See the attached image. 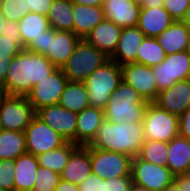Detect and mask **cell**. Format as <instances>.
I'll use <instances>...</instances> for the list:
<instances>
[{"label": "cell", "instance_id": "cell-49", "mask_svg": "<svg viewBox=\"0 0 190 191\" xmlns=\"http://www.w3.org/2000/svg\"><path fill=\"white\" fill-rule=\"evenodd\" d=\"M164 0H146L141 8L163 7Z\"/></svg>", "mask_w": 190, "mask_h": 191}, {"label": "cell", "instance_id": "cell-6", "mask_svg": "<svg viewBox=\"0 0 190 191\" xmlns=\"http://www.w3.org/2000/svg\"><path fill=\"white\" fill-rule=\"evenodd\" d=\"M143 125L145 140L169 142L179 135L178 116L161 109L153 102L146 106Z\"/></svg>", "mask_w": 190, "mask_h": 191}, {"label": "cell", "instance_id": "cell-7", "mask_svg": "<svg viewBox=\"0 0 190 191\" xmlns=\"http://www.w3.org/2000/svg\"><path fill=\"white\" fill-rule=\"evenodd\" d=\"M36 111L26 96L5 94L0 102V122L3 130L24 132Z\"/></svg>", "mask_w": 190, "mask_h": 191}, {"label": "cell", "instance_id": "cell-42", "mask_svg": "<svg viewBox=\"0 0 190 191\" xmlns=\"http://www.w3.org/2000/svg\"><path fill=\"white\" fill-rule=\"evenodd\" d=\"M49 43V29L43 32L36 41L27 49L30 52L41 54L43 56L47 55Z\"/></svg>", "mask_w": 190, "mask_h": 191}, {"label": "cell", "instance_id": "cell-32", "mask_svg": "<svg viewBox=\"0 0 190 191\" xmlns=\"http://www.w3.org/2000/svg\"><path fill=\"white\" fill-rule=\"evenodd\" d=\"M165 56L164 49L155 37H145L137 51V63L154 67L160 64Z\"/></svg>", "mask_w": 190, "mask_h": 191}, {"label": "cell", "instance_id": "cell-51", "mask_svg": "<svg viewBox=\"0 0 190 191\" xmlns=\"http://www.w3.org/2000/svg\"><path fill=\"white\" fill-rule=\"evenodd\" d=\"M129 191H150V190H148L146 187L132 183Z\"/></svg>", "mask_w": 190, "mask_h": 191}, {"label": "cell", "instance_id": "cell-36", "mask_svg": "<svg viewBox=\"0 0 190 191\" xmlns=\"http://www.w3.org/2000/svg\"><path fill=\"white\" fill-rule=\"evenodd\" d=\"M21 50H25V46L21 38H9L0 35V59L10 60Z\"/></svg>", "mask_w": 190, "mask_h": 191}, {"label": "cell", "instance_id": "cell-25", "mask_svg": "<svg viewBox=\"0 0 190 191\" xmlns=\"http://www.w3.org/2000/svg\"><path fill=\"white\" fill-rule=\"evenodd\" d=\"M14 191H32L39 164L36 156L24 153L14 160Z\"/></svg>", "mask_w": 190, "mask_h": 191}, {"label": "cell", "instance_id": "cell-17", "mask_svg": "<svg viewBox=\"0 0 190 191\" xmlns=\"http://www.w3.org/2000/svg\"><path fill=\"white\" fill-rule=\"evenodd\" d=\"M104 18L121 28L136 27L141 7L132 0H104Z\"/></svg>", "mask_w": 190, "mask_h": 191}, {"label": "cell", "instance_id": "cell-31", "mask_svg": "<svg viewBox=\"0 0 190 191\" xmlns=\"http://www.w3.org/2000/svg\"><path fill=\"white\" fill-rule=\"evenodd\" d=\"M27 152L24 132L0 131V160H15Z\"/></svg>", "mask_w": 190, "mask_h": 191}, {"label": "cell", "instance_id": "cell-54", "mask_svg": "<svg viewBox=\"0 0 190 191\" xmlns=\"http://www.w3.org/2000/svg\"><path fill=\"white\" fill-rule=\"evenodd\" d=\"M136 5L142 7L146 0H132Z\"/></svg>", "mask_w": 190, "mask_h": 191}, {"label": "cell", "instance_id": "cell-5", "mask_svg": "<svg viewBox=\"0 0 190 191\" xmlns=\"http://www.w3.org/2000/svg\"><path fill=\"white\" fill-rule=\"evenodd\" d=\"M110 60L104 52L81 39L73 54L61 68L71 82H84L97 68Z\"/></svg>", "mask_w": 190, "mask_h": 191}, {"label": "cell", "instance_id": "cell-40", "mask_svg": "<svg viewBox=\"0 0 190 191\" xmlns=\"http://www.w3.org/2000/svg\"><path fill=\"white\" fill-rule=\"evenodd\" d=\"M78 187L79 191H105V180L91 173Z\"/></svg>", "mask_w": 190, "mask_h": 191}, {"label": "cell", "instance_id": "cell-21", "mask_svg": "<svg viewBox=\"0 0 190 191\" xmlns=\"http://www.w3.org/2000/svg\"><path fill=\"white\" fill-rule=\"evenodd\" d=\"M91 170V146H79L70 156L60 176L62 180L79 185Z\"/></svg>", "mask_w": 190, "mask_h": 191}, {"label": "cell", "instance_id": "cell-58", "mask_svg": "<svg viewBox=\"0 0 190 191\" xmlns=\"http://www.w3.org/2000/svg\"><path fill=\"white\" fill-rule=\"evenodd\" d=\"M188 107L190 108V96H189V101H188Z\"/></svg>", "mask_w": 190, "mask_h": 191}, {"label": "cell", "instance_id": "cell-46", "mask_svg": "<svg viewBox=\"0 0 190 191\" xmlns=\"http://www.w3.org/2000/svg\"><path fill=\"white\" fill-rule=\"evenodd\" d=\"M174 181L177 183L179 188L182 189L183 191H190V180H188L183 175L175 176Z\"/></svg>", "mask_w": 190, "mask_h": 191}, {"label": "cell", "instance_id": "cell-13", "mask_svg": "<svg viewBox=\"0 0 190 191\" xmlns=\"http://www.w3.org/2000/svg\"><path fill=\"white\" fill-rule=\"evenodd\" d=\"M36 116L68 142L76 144L77 113L56 104L41 107L36 111Z\"/></svg>", "mask_w": 190, "mask_h": 191}, {"label": "cell", "instance_id": "cell-44", "mask_svg": "<svg viewBox=\"0 0 190 191\" xmlns=\"http://www.w3.org/2000/svg\"><path fill=\"white\" fill-rule=\"evenodd\" d=\"M0 35L7 36L9 38H21L18 22L4 20V27Z\"/></svg>", "mask_w": 190, "mask_h": 191}, {"label": "cell", "instance_id": "cell-19", "mask_svg": "<svg viewBox=\"0 0 190 191\" xmlns=\"http://www.w3.org/2000/svg\"><path fill=\"white\" fill-rule=\"evenodd\" d=\"M104 120V110L100 108L88 106L77 113L76 145H90Z\"/></svg>", "mask_w": 190, "mask_h": 191}, {"label": "cell", "instance_id": "cell-35", "mask_svg": "<svg viewBox=\"0 0 190 191\" xmlns=\"http://www.w3.org/2000/svg\"><path fill=\"white\" fill-rule=\"evenodd\" d=\"M35 178L32 191H54L61 180L59 173L40 166Z\"/></svg>", "mask_w": 190, "mask_h": 191}, {"label": "cell", "instance_id": "cell-10", "mask_svg": "<svg viewBox=\"0 0 190 191\" xmlns=\"http://www.w3.org/2000/svg\"><path fill=\"white\" fill-rule=\"evenodd\" d=\"M152 71L160 92L178 81L190 79V57L187 51L167 54L160 64L152 67Z\"/></svg>", "mask_w": 190, "mask_h": 191}, {"label": "cell", "instance_id": "cell-14", "mask_svg": "<svg viewBox=\"0 0 190 191\" xmlns=\"http://www.w3.org/2000/svg\"><path fill=\"white\" fill-rule=\"evenodd\" d=\"M121 70L122 81L132 86L148 102L156 99L159 91L152 67L134 62L122 65Z\"/></svg>", "mask_w": 190, "mask_h": 191}, {"label": "cell", "instance_id": "cell-18", "mask_svg": "<svg viewBox=\"0 0 190 191\" xmlns=\"http://www.w3.org/2000/svg\"><path fill=\"white\" fill-rule=\"evenodd\" d=\"M123 28L109 20L97 24L84 38V40L111 57L118 45Z\"/></svg>", "mask_w": 190, "mask_h": 191}, {"label": "cell", "instance_id": "cell-55", "mask_svg": "<svg viewBox=\"0 0 190 191\" xmlns=\"http://www.w3.org/2000/svg\"><path fill=\"white\" fill-rule=\"evenodd\" d=\"M188 180H190V165L188 166L186 172L183 174Z\"/></svg>", "mask_w": 190, "mask_h": 191}, {"label": "cell", "instance_id": "cell-37", "mask_svg": "<svg viewBox=\"0 0 190 191\" xmlns=\"http://www.w3.org/2000/svg\"><path fill=\"white\" fill-rule=\"evenodd\" d=\"M14 160H0V187L4 191H14Z\"/></svg>", "mask_w": 190, "mask_h": 191}, {"label": "cell", "instance_id": "cell-4", "mask_svg": "<svg viewBox=\"0 0 190 191\" xmlns=\"http://www.w3.org/2000/svg\"><path fill=\"white\" fill-rule=\"evenodd\" d=\"M121 81V66L112 60L94 70L84 81L88 91L89 105L104 110L111 93Z\"/></svg>", "mask_w": 190, "mask_h": 191}, {"label": "cell", "instance_id": "cell-11", "mask_svg": "<svg viewBox=\"0 0 190 191\" xmlns=\"http://www.w3.org/2000/svg\"><path fill=\"white\" fill-rule=\"evenodd\" d=\"M27 153L38 156L63 146L67 140L35 116L24 130Z\"/></svg>", "mask_w": 190, "mask_h": 191}, {"label": "cell", "instance_id": "cell-34", "mask_svg": "<svg viewBox=\"0 0 190 191\" xmlns=\"http://www.w3.org/2000/svg\"><path fill=\"white\" fill-rule=\"evenodd\" d=\"M29 12L27 0H0V13L5 20L19 22Z\"/></svg>", "mask_w": 190, "mask_h": 191}, {"label": "cell", "instance_id": "cell-16", "mask_svg": "<svg viewBox=\"0 0 190 191\" xmlns=\"http://www.w3.org/2000/svg\"><path fill=\"white\" fill-rule=\"evenodd\" d=\"M189 96L190 79L178 81L169 88L158 92L153 103L170 114L179 117L188 108Z\"/></svg>", "mask_w": 190, "mask_h": 191}, {"label": "cell", "instance_id": "cell-3", "mask_svg": "<svg viewBox=\"0 0 190 191\" xmlns=\"http://www.w3.org/2000/svg\"><path fill=\"white\" fill-rule=\"evenodd\" d=\"M148 103L132 86L121 81L106 103L104 116L107 121L115 123L143 122Z\"/></svg>", "mask_w": 190, "mask_h": 191}, {"label": "cell", "instance_id": "cell-8", "mask_svg": "<svg viewBox=\"0 0 190 191\" xmlns=\"http://www.w3.org/2000/svg\"><path fill=\"white\" fill-rule=\"evenodd\" d=\"M132 182L150 191H161L175 180L168 167L153 164L135 156L131 160Z\"/></svg>", "mask_w": 190, "mask_h": 191}, {"label": "cell", "instance_id": "cell-38", "mask_svg": "<svg viewBox=\"0 0 190 191\" xmlns=\"http://www.w3.org/2000/svg\"><path fill=\"white\" fill-rule=\"evenodd\" d=\"M163 7L174 21H182L190 8V0H164Z\"/></svg>", "mask_w": 190, "mask_h": 191}, {"label": "cell", "instance_id": "cell-56", "mask_svg": "<svg viewBox=\"0 0 190 191\" xmlns=\"http://www.w3.org/2000/svg\"><path fill=\"white\" fill-rule=\"evenodd\" d=\"M4 95H5V92H4L3 86L0 85V102Z\"/></svg>", "mask_w": 190, "mask_h": 191}, {"label": "cell", "instance_id": "cell-24", "mask_svg": "<svg viewBox=\"0 0 190 191\" xmlns=\"http://www.w3.org/2000/svg\"><path fill=\"white\" fill-rule=\"evenodd\" d=\"M156 39L166 55L183 52L190 42V29L182 21H174Z\"/></svg>", "mask_w": 190, "mask_h": 191}, {"label": "cell", "instance_id": "cell-57", "mask_svg": "<svg viewBox=\"0 0 190 191\" xmlns=\"http://www.w3.org/2000/svg\"><path fill=\"white\" fill-rule=\"evenodd\" d=\"M187 53H188V56L190 57V42H189V44H188V47H187Z\"/></svg>", "mask_w": 190, "mask_h": 191}, {"label": "cell", "instance_id": "cell-50", "mask_svg": "<svg viewBox=\"0 0 190 191\" xmlns=\"http://www.w3.org/2000/svg\"><path fill=\"white\" fill-rule=\"evenodd\" d=\"M161 191H183V190L179 188V186L175 181H173L171 184L164 187Z\"/></svg>", "mask_w": 190, "mask_h": 191}, {"label": "cell", "instance_id": "cell-43", "mask_svg": "<svg viewBox=\"0 0 190 191\" xmlns=\"http://www.w3.org/2000/svg\"><path fill=\"white\" fill-rule=\"evenodd\" d=\"M178 119L179 135L190 141V108L188 107Z\"/></svg>", "mask_w": 190, "mask_h": 191}, {"label": "cell", "instance_id": "cell-2", "mask_svg": "<svg viewBox=\"0 0 190 191\" xmlns=\"http://www.w3.org/2000/svg\"><path fill=\"white\" fill-rule=\"evenodd\" d=\"M145 142L143 122L115 123L103 121L95 139L90 146L134 158L138 156L141 145Z\"/></svg>", "mask_w": 190, "mask_h": 191}, {"label": "cell", "instance_id": "cell-26", "mask_svg": "<svg viewBox=\"0 0 190 191\" xmlns=\"http://www.w3.org/2000/svg\"><path fill=\"white\" fill-rule=\"evenodd\" d=\"M190 165V141L180 135L168 142L167 167L175 175H183Z\"/></svg>", "mask_w": 190, "mask_h": 191}, {"label": "cell", "instance_id": "cell-30", "mask_svg": "<svg viewBox=\"0 0 190 191\" xmlns=\"http://www.w3.org/2000/svg\"><path fill=\"white\" fill-rule=\"evenodd\" d=\"M78 147V145L67 141L59 148L36 156L38 159V164L40 167H45L61 174L65 165L68 163L70 156Z\"/></svg>", "mask_w": 190, "mask_h": 191}, {"label": "cell", "instance_id": "cell-20", "mask_svg": "<svg viewBox=\"0 0 190 191\" xmlns=\"http://www.w3.org/2000/svg\"><path fill=\"white\" fill-rule=\"evenodd\" d=\"M144 38V33L137 26L123 28L117 48L110 60L120 66L128 63H137V51Z\"/></svg>", "mask_w": 190, "mask_h": 191}, {"label": "cell", "instance_id": "cell-28", "mask_svg": "<svg viewBox=\"0 0 190 191\" xmlns=\"http://www.w3.org/2000/svg\"><path fill=\"white\" fill-rule=\"evenodd\" d=\"M62 108H66L75 113L81 112L90 106L88 101V91L84 82L68 81L58 103Z\"/></svg>", "mask_w": 190, "mask_h": 191}, {"label": "cell", "instance_id": "cell-15", "mask_svg": "<svg viewBox=\"0 0 190 191\" xmlns=\"http://www.w3.org/2000/svg\"><path fill=\"white\" fill-rule=\"evenodd\" d=\"M81 40L74 32L49 28L46 57L56 68H62Z\"/></svg>", "mask_w": 190, "mask_h": 191}, {"label": "cell", "instance_id": "cell-48", "mask_svg": "<svg viewBox=\"0 0 190 191\" xmlns=\"http://www.w3.org/2000/svg\"><path fill=\"white\" fill-rule=\"evenodd\" d=\"M104 0H72L75 4L89 5V6H99L103 4Z\"/></svg>", "mask_w": 190, "mask_h": 191}, {"label": "cell", "instance_id": "cell-22", "mask_svg": "<svg viewBox=\"0 0 190 191\" xmlns=\"http://www.w3.org/2000/svg\"><path fill=\"white\" fill-rule=\"evenodd\" d=\"M174 19L164 7L141 8L137 27L144 33L145 37H157L166 30Z\"/></svg>", "mask_w": 190, "mask_h": 191}, {"label": "cell", "instance_id": "cell-52", "mask_svg": "<svg viewBox=\"0 0 190 191\" xmlns=\"http://www.w3.org/2000/svg\"><path fill=\"white\" fill-rule=\"evenodd\" d=\"M182 22L190 29V8L187 10L186 15Z\"/></svg>", "mask_w": 190, "mask_h": 191}, {"label": "cell", "instance_id": "cell-39", "mask_svg": "<svg viewBox=\"0 0 190 191\" xmlns=\"http://www.w3.org/2000/svg\"><path fill=\"white\" fill-rule=\"evenodd\" d=\"M131 176H120L105 180V191H129L132 185Z\"/></svg>", "mask_w": 190, "mask_h": 191}, {"label": "cell", "instance_id": "cell-47", "mask_svg": "<svg viewBox=\"0 0 190 191\" xmlns=\"http://www.w3.org/2000/svg\"><path fill=\"white\" fill-rule=\"evenodd\" d=\"M9 60L0 59V85L3 86L5 83L6 75L8 72Z\"/></svg>", "mask_w": 190, "mask_h": 191}, {"label": "cell", "instance_id": "cell-33", "mask_svg": "<svg viewBox=\"0 0 190 191\" xmlns=\"http://www.w3.org/2000/svg\"><path fill=\"white\" fill-rule=\"evenodd\" d=\"M138 156L145 161L167 167L168 142L145 140Z\"/></svg>", "mask_w": 190, "mask_h": 191}, {"label": "cell", "instance_id": "cell-1", "mask_svg": "<svg viewBox=\"0 0 190 191\" xmlns=\"http://www.w3.org/2000/svg\"><path fill=\"white\" fill-rule=\"evenodd\" d=\"M56 67L41 54L21 50L9 60L3 89L8 95L27 96L33 86L47 77Z\"/></svg>", "mask_w": 190, "mask_h": 191}, {"label": "cell", "instance_id": "cell-23", "mask_svg": "<svg viewBox=\"0 0 190 191\" xmlns=\"http://www.w3.org/2000/svg\"><path fill=\"white\" fill-rule=\"evenodd\" d=\"M73 19V32L84 39L97 24L105 19L103 7L73 3Z\"/></svg>", "mask_w": 190, "mask_h": 191}, {"label": "cell", "instance_id": "cell-9", "mask_svg": "<svg viewBox=\"0 0 190 191\" xmlns=\"http://www.w3.org/2000/svg\"><path fill=\"white\" fill-rule=\"evenodd\" d=\"M131 160L132 157L129 155L91 146L92 173L104 180L120 176H131Z\"/></svg>", "mask_w": 190, "mask_h": 191}, {"label": "cell", "instance_id": "cell-45", "mask_svg": "<svg viewBox=\"0 0 190 191\" xmlns=\"http://www.w3.org/2000/svg\"><path fill=\"white\" fill-rule=\"evenodd\" d=\"M54 191H79V187L78 185L61 179Z\"/></svg>", "mask_w": 190, "mask_h": 191}, {"label": "cell", "instance_id": "cell-27", "mask_svg": "<svg viewBox=\"0 0 190 191\" xmlns=\"http://www.w3.org/2000/svg\"><path fill=\"white\" fill-rule=\"evenodd\" d=\"M21 40L27 50L43 32L50 28L47 16L29 12L19 22Z\"/></svg>", "mask_w": 190, "mask_h": 191}, {"label": "cell", "instance_id": "cell-41", "mask_svg": "<svg viewBox=\"0 0 190 191\" xmlns=\"http://www.w3.org/2000/svg\"><path fill=\"white\" fill-rule=\"evenodd\" d=\"M54 0H27V7L30 12L47 16Z\"/></svg>", "mask_w": 190, "mask_h": 191}, {"label": "cell", "instance_id": "cell-12", "mask_svg": "<svg viewBox=\"0 0 190 191\" xmlns=\"http://www.w3.org/2000/svg\"><path fill=\"white\" fill-rule=\"evenodd\" d=\"M67 83L68 78L61 68H56L47 77L35 84L26 97L35 111L44 106L56 105L59 103Z\"/></svg>", "mask_w": 190, "mask_h": 191}, {"label": "cell", "instance_id": "cell-53", "mask_svg": "<svg viewBox=\"0 0 190 191\" xmlns=\"http://www.w3.org/2000/svg\"><path fill=\"white\" fill-rule=\"evenodd\" d=\"M4 17L0 13V33L2 32V29L4 27Z\"/></svg>", "mask_w": 190, "mask_h": 191}, {"label": "cell", "instance_id": "cell-29", "mask_svg": "<svg viewBox=\"0 0 190 191\" xmlns=\"http://www.w3.org/2000/svg\"><path fill=\"white\" fill-rule=\"evenodd\" d=\"M47 18L50 28L73 32V2L72 0H54Z\"/></svg>", "mask_w": 190, "mask_h": 191}]
</instances>
